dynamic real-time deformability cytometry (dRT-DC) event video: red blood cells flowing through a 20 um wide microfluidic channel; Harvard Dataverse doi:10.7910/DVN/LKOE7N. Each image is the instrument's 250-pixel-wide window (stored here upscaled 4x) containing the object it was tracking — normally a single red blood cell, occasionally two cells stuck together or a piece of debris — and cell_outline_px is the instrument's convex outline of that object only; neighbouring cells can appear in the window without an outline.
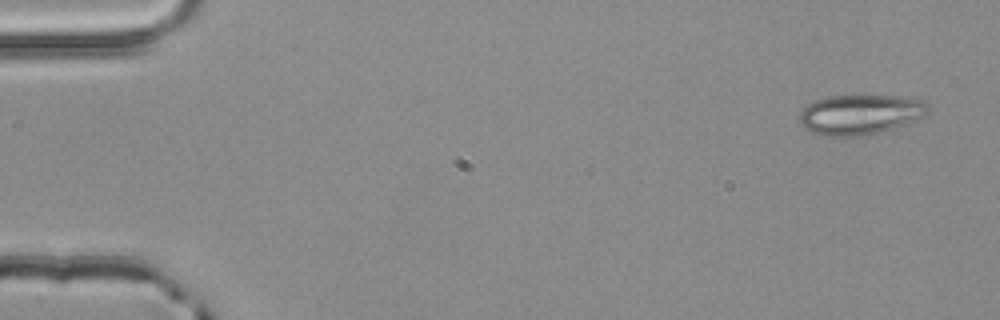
{"species": "common noctule bat (a hibernating species)", "species_latin": "Nyctalus noctula", "temperature_condition": "room temperature", "stored_images_in_passage": 3, "camera_frame_rate_fps": 3000, "um_per_image_px": 0.085, "animal": {"sex": "male", "body_mass_g": 20.4}, "frame": {"image": 1, "passage_image": 1, "time_ms": 0.0, "image_size_px": [1000, 320], "cell_outline_px": [[932, 108], [928, 116], [880, 132], [856, 136], [828, 136], [808, 132], [800, 124], [796, 116], [808, 104], [816, 100], [828, 96], [856, 92], [896, 96], [920, 100]], "centroid_in_image_um": [73.09, 9.69], "position_along_channel_um": 11.9, "area_um2": 31.1}}